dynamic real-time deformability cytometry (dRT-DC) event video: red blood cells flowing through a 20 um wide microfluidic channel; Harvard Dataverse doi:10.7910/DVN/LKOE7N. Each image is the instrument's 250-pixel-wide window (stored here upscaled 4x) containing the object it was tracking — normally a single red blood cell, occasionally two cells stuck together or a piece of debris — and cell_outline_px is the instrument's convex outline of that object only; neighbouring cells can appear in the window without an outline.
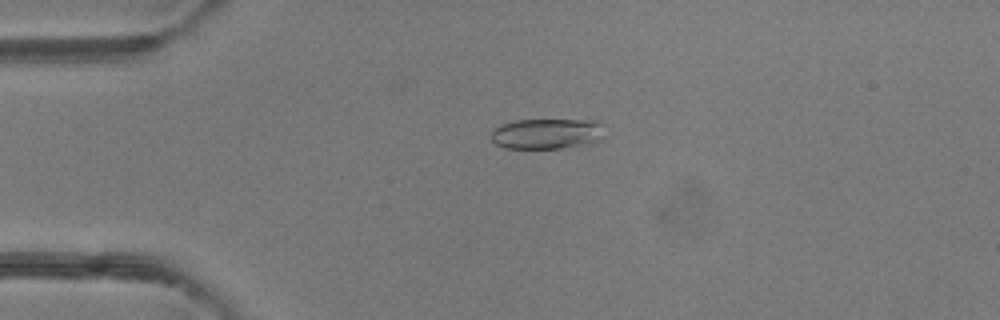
{"species": "common noctule bat (a hibernating species)", "species_latin": "Nyctalus noctula", "temperature_condition": "room temperature", "stored_images_in_passage": 50, "camera_frame_rate_fps": 3000, "um_per_image_px": 0.085, "animal": {"sex": "female"}, "frame": {"image": 1, "passage_image": 12, "time_ms": 3.667, "image_size_px": [1000, 320], "cell_outline_px": [[604, 136], [600, 140], [588, 144], [560, 148], [504, 148], [496, 144], [492, 140], [492, 132], [496, 128], [512, 120], [600, 120], [604, 124]], "centroid_in_image_um": [46.57, 11.36], "position_along_channel_um": 38.4, "area_um2": 20.35}}
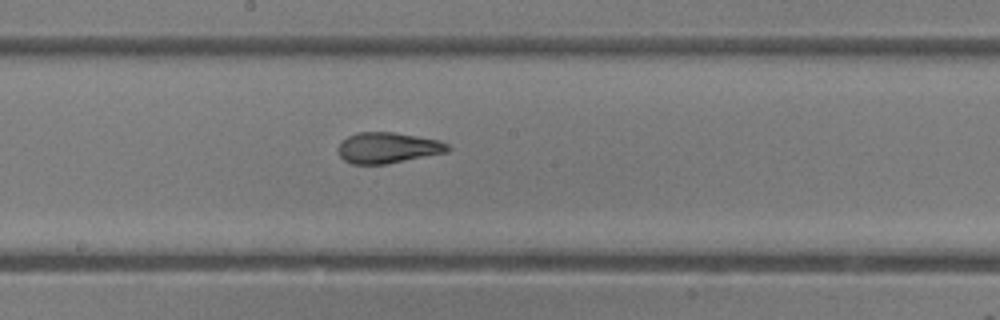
{"frame": {"image": 2, "passage_image": 27, "time_ms": 8.667, "image_size_px": [1000, 320], "cell_outline_px": [[452, 148], [448, 152], [388, 164], [352, 164], [344, 160], [340, 156], [340, 144], [348, 136], [356, 132], [392, 132], [440, 140], [448, 144]], "centroid_in_image_um": [33.02, 12.57], "position_along_channel_um": 215.2, "area_um2": 19.65}}
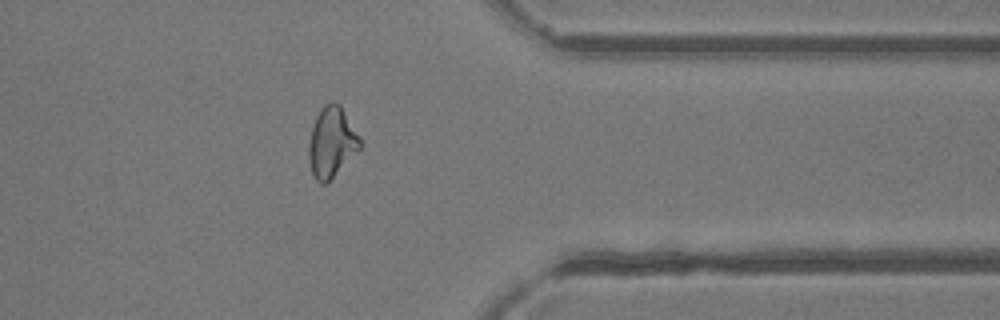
{"frame": {"image": 3, "passage_image": 40, "time_ms": 13.0, "image_size_px": [1000, 320], "cell_outline_px": [[360, 148], [328, 184], [320, 184], [312, 176], [308, 156], [308, 144], [312, 128], [316, 116], [320, 108], [324, 104], [332, 100], [340, 104], [360, 136]], "centroid_in_image_um": [28.17, 12.1], "position_along_channel_um": 383.2, "area_um2": 21.33}, "authors_computed_cell_mechanics": {"area_um2": 20.7791, "velocity_mm_per_s": 4.1639, "shape_relaxation_time_tau1_ms": 7.185, "shape_relaxation_time_tau2_ms": 1.0851, "deformation_change_tau1": 0.199, "deformation_change_tau2": 0.0843}}